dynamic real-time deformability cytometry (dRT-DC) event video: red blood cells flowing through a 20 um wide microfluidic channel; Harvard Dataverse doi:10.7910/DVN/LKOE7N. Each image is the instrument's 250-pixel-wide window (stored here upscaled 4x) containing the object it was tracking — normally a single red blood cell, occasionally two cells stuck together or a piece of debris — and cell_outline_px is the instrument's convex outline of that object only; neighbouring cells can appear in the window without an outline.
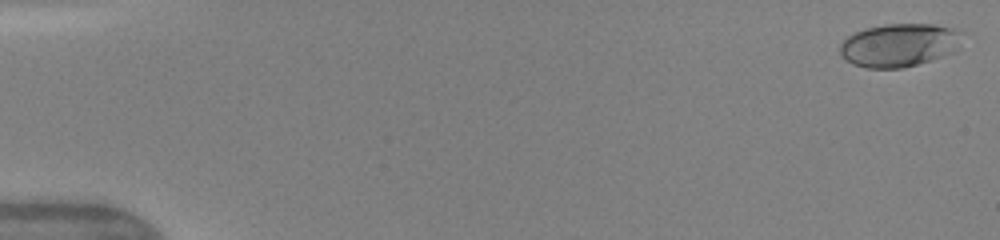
{"species": "human", "species_latin": "Homo sapiens", "temperature_condition": "warm", "stored_images_in_passage": 47, "camera_frame_rate_fps": 3000, "um_per_image_px": 0.085, "donor": {"sex": "female"}, "frame": {"image": 1, "passage_image": 2, "time_ms": 0.333, "image_size_px": [1000, 240], "cell_outline_px": [[964, 32], [956, 52], [916, 64], [900, 68], [868, 68], [852, 64], [840, 56], [840, 44], [848, 36], [864, 28], [884, 24], [932, 24], [956, 28]], "centroid_in_image_um": [76.45, 3.82], "position_along_channel_um": 8.5, "area_um2": 31.04}}
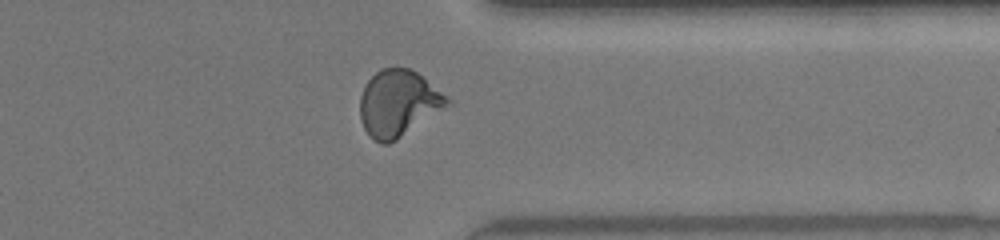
{"frame": {"image": 2, "passage_image": 40, "time_ms": 13.0, "image_size_px": [1000, 240], "cell_outline_px": [[452, 104], [396, 140], [388, 144], [380, 144], [368, 136], [360, 120], [360, 96], [368, 80], [380, 68], [412, 68], [452, 100]], "centroid_in_image_um": [33.86, 8.79], "position_along_channel_um": 377.5, "area_um2": 33.93}}
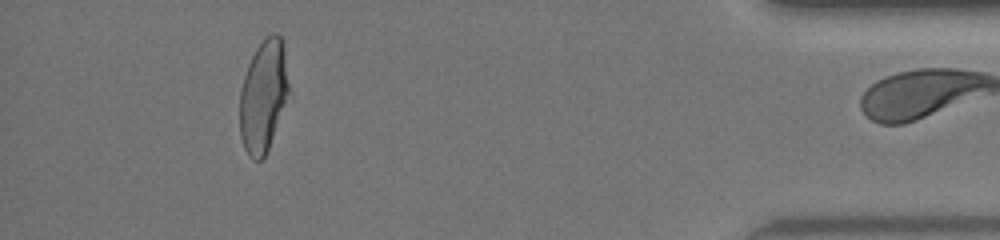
{"frame": {"image": 3, "passage_image": 46, "time_ms": 15.0, "image_size_px": [1000, 240], "cell_outline_px": [[288, 92], [268, 152], [264, 160], [252, 160], [248, 156], [244, 148], [240, 136], [240, 92], [244, 76], [248, 64], [256, 48], [264, 36], [272, 32], [276, 32], [284, 40], [288, 84]], "centroid_in_image_um": [22.37, 8.15], "position_along_channel_um": 412.8, "area_um2": 32.19}, "authors_computed_cell_mechanics": {"area_um2": 31.9056, "velocity_mm_per_s": 4.1923, "shape_relaxation_time_tau1_ms": 4.8192, "shape_relaxation_time_tau2_ms": 0.6992, "deformation_change_tau1": 0.2071, "deformation_change_tau2": 0.0667}}